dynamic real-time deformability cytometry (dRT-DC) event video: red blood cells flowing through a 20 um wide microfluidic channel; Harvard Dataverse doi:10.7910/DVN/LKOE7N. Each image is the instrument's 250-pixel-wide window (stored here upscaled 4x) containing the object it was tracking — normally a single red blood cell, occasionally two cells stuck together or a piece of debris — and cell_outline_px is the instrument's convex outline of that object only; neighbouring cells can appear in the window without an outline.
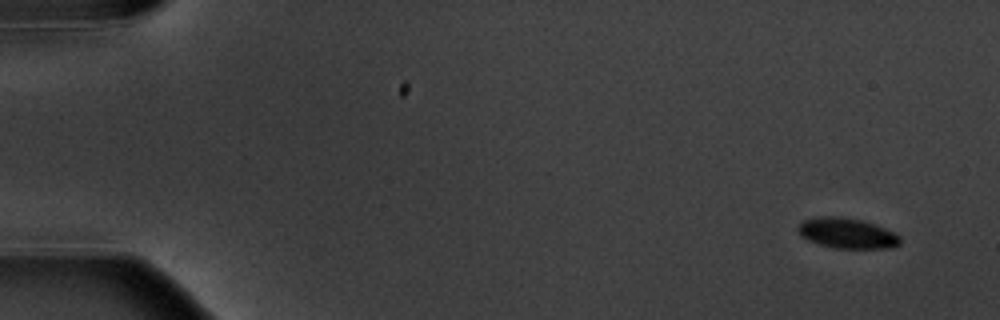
{"species": "common noctule bat (a hibernating species)", "species_latin": "Nyctalus noctula", "temperature_condition": "warm", "stored_images_in_passage": 5, "camera_frame_rate_fps": 3000, "um_per_image_px": 0.085, "animal": {"sex": "male", "body_mass_g": 20.1, "forearm_length_mm": 53.5}, "frame": {"image": 1, "passage_image": 1, "time_ms": 0.0, "image_size_px": [1000, 320], "cell_outline_px": [[900, 244], [892, 248], [836, 248], [820, 244], [808, 240], [800, 236], [796, 228], [804, 220], [820, 216], [840, 216], [860, 220], [896, 232], [900, 236]], "centroid_in_image_um": [72.0, 19.82], "position_along_channel_um": 13.0, "area_um2": 18.03}}
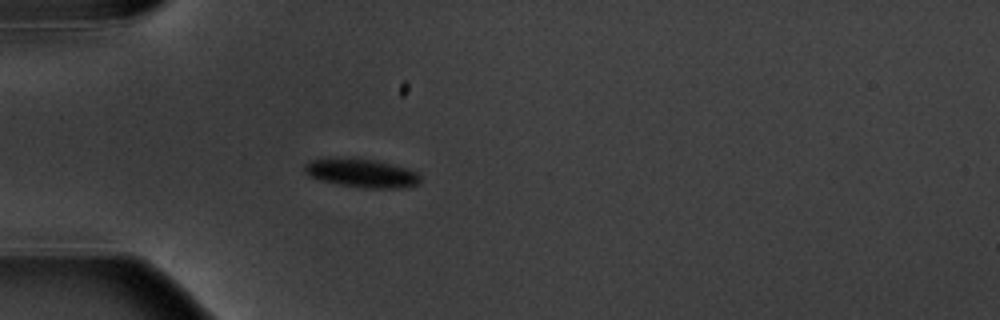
{"frame": {"image": 2, "passage_image": 5, "time_ms": 4.667, "image_size_px": [1000, 320], "cell_outline_px": [[420, 180], [416, 184], [408, 188], [364, 188], [340, 184], [320, 180], [308, 176], [304, 172], [304, 164], [312, 160], [376, 160], [408, 168], [416, 172], [420, 176]], "centroid_in_image_um": [30.79, 14.75], "position_along_channel_um": 54.2, "area_um2": 18.67}}